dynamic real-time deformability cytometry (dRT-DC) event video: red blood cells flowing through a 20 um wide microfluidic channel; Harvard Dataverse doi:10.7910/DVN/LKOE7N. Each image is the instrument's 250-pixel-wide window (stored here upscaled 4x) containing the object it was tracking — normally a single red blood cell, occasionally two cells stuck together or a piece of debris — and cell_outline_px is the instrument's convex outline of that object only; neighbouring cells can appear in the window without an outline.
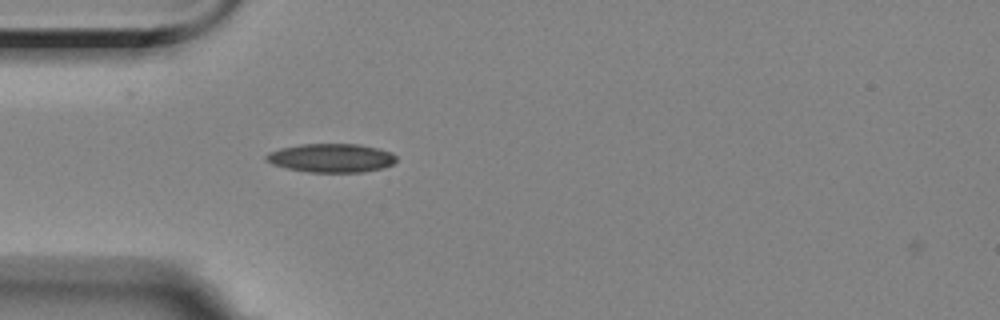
{"species": "Egyptian fruit bat (a non-hibernating species)", "species_latin": "Rousettus aegyptiacus", "temperature_condition": "room temperature", "stored_images_in_passage": 2, "camera_frame_rate_fps": 3000, "um_per_image_px": 0.085, "animal": {"sex": "female"}, "frame": {"image": 1, "passage_image": 2, "time_ms": 2.0, "image_size_px": [1000, 320], "cell_outline_px": [[396, 160], [392, 164], [384, 168], [364, 172], [308, 172], [288, 168], [272, 164], [264, 160], [264, 156], [268, 152], [280, 148], [300, 144], [356, 144], [376, 148], [392, 152], [396, 156]], "centroid_in_image_um": [28.13, 13.43], "position_along_channel_um": 56.9, "area_um2": 21.85}}